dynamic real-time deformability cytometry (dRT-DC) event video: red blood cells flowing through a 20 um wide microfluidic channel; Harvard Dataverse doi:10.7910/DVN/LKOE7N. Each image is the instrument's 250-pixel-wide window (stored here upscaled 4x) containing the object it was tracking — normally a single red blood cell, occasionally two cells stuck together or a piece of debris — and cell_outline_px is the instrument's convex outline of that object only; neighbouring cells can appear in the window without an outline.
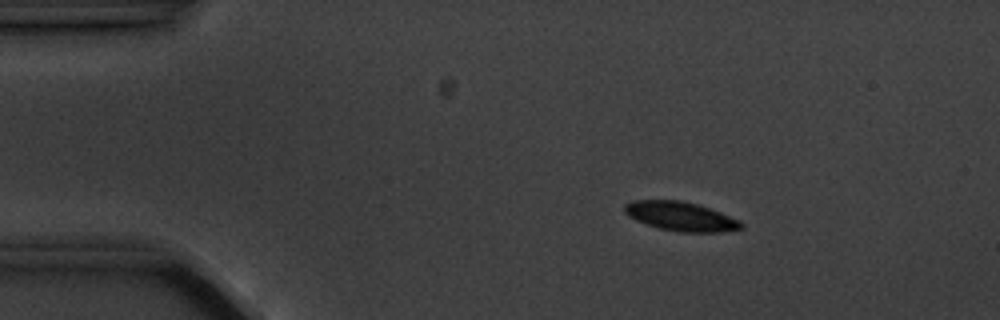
{"species": "common noctule bat (a hibernating species)", "species_latin": "Nyctalus noctula", "temperature_condition": "cold", "stored_images_in_passage": 5, "camera_frame_rate_fps": 3000, "um_per_image_px": 0.085, "animal": {"sex": "male", "body_mass_g": 20.1, "forearm_length_mm": 53.5}, "frame": {"image": 1, "passage_image": 3, "time_ms": 2.333, "image_size_px": [1000, 320], "cell_outline_px": [[744, 228], [720, 232], [680, 232], [660, 228], [636, 220], [628, 216], [624, 212], [624, 204], [632, 200], [680, 200], [696, 204], [720, 212], [740, 220], [744, 224]], "centroid_in_image_um": [57.86, 18.39], "position_along_channel_um": 27.1, "area_um2": 19.71}}